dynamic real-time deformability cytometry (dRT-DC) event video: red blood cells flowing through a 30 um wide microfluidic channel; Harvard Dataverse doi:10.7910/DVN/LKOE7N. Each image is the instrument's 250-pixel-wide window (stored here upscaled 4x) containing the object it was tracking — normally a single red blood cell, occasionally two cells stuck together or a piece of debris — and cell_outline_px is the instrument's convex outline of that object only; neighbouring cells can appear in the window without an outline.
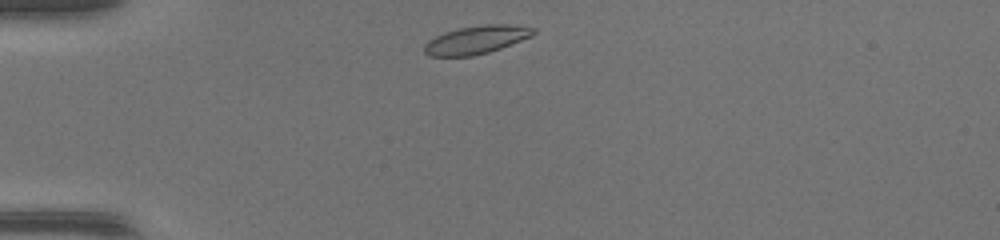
{"species": "common noctule bat (a hibernating species)", "species_latin": "Nyctalus noctula", "temperature_condition": "warm", "stored_images_in_passage": 30, "camera_frame_rate_fps": 3000, "um_per_image_px": 0.085, "animal": {"sex": "female", "body_mass_g": 17.0, "forearm_length_mm": 48.0}, "frame": {"image": 1, "passage_image": 1, "time_ms": 0.0, "image_size_px": [1000, 240], "cell_outline_px": [[536, 32], [532, 36], [500, 48], [488, 52], [472, 56], [428, 56], [424, 52], [424, 44], [428, 40], [444, 32], [460, 28], [484, 24], [508, 24], [536, 28]], "centroid_in_image_um": [40.48, 3.38], "position_along_channel_um": 44.5, "area_um2": 17.86}}
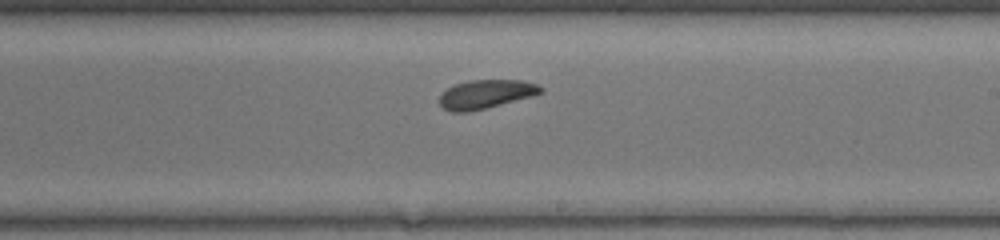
{"frame": {"image": 2, "passage_image": 17, "time_ms": 5.333, "image_size_px": [1000, 240], "cell_outline_px": [[544, 92], [532, 96], [468, 112], [452, 112], [444, 108], [440, 104], [440, 96], [448, 88], [456, 84], [468, 80], [524, 80], [536, 84], [544, 88]], "centroid_in_image_um": [41.32, 7.99], "position_along_channel_um": 247.7, "area_um2": 16.76}}
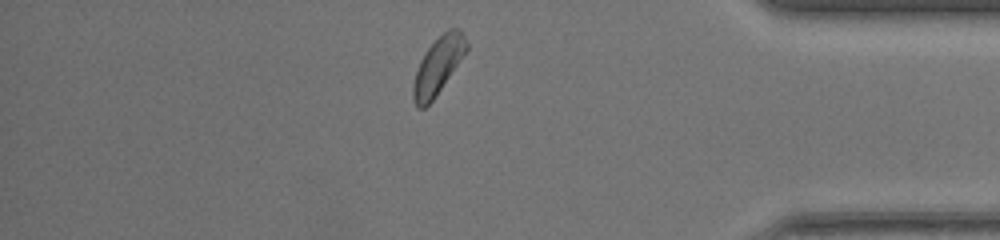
{"frame": {"image": 3, "passage_image": 29, "time_ms": 9.333, "image_size_px": [1000, 240], "cell_outline_px": [[468, 48], [436, 96], [424, 108], [416, 108], [412, 96], [412, 84], [420, 60], [424, 52], [448, 28], [460, 28], [468, 44]], "centroid_in_image_um": [37.21, 5.6], "position_along_channel_um": 398.0, "area_um2": 17.46}}